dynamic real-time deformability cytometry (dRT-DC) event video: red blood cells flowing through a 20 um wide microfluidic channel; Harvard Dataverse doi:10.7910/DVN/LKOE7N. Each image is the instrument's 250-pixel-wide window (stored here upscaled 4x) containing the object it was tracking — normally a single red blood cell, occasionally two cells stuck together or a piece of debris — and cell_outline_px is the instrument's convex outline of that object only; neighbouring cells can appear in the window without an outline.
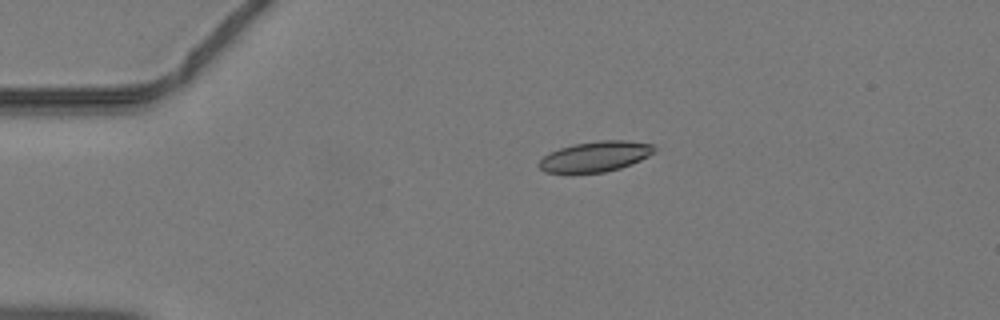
{"species": "common noctule bat (a hibernating species)", "species_latin": "Nyctalus noctula", "temperature_condition": "warm", "stored_images_in_passage": 37, "camera_frame_rate_fps": 3000, "um_per_image_px": 0.085, "animal": {"sex": "male", "body_mass_g": 19.2, "forearm_length_mm": 51.8}, "frame": {"image": 1, "passage_image": 1, "time_ms": 0.0, "image_size_px": [1000, 320], "cell_outline_px": [[656, 152], [632, 164], [620, 168], [604, 172], [572, 176], [544, 172], [536, 164], [544, 156], [560, 148], [576, 144], [600, 140], [624, 140], [652, 144], [656, 148]], "centroid_in_image_um": [50.56, 13.36], "position_along_channel_um": 34.4, "area_um2": 21.04}}
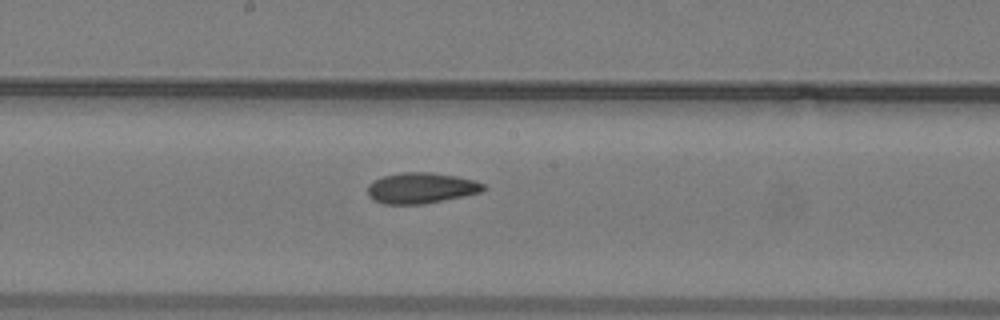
{"frame": {"image": 2, "passage_image": 16, "time_ms": 5.0, "image_size_px": [1000, 320], "cell_outline_px": [[484, 188], [480, 192], [464, 196], [424, 204], [384, 204], [372, 200], [368, 196], [368, 184], [384, 176], [400, 172], [432, 172], [456, 176], [476, 180], [484, 184]], "centroid_in_image_um": [35.78, 15.98], "position_along_channel_um": 212.4, "area_um2": 20.81}}
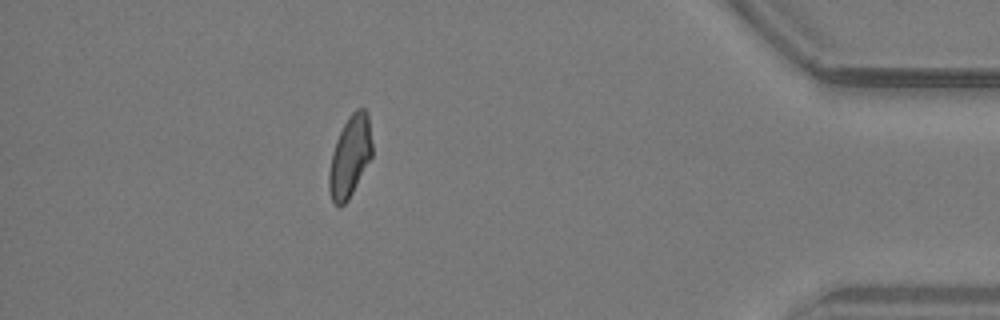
{"frame": {"image": 3, "passage_image": 32, "time_ms": 10.333, "image_size_px": [1000, 320], "cell_outline_px": [[372, 156], [348, 200], [340, 208], [332, 200], [328, 188], [328, 172], [332, 152], [336, 140], [348, 116], [356, 108], [364, 108], [368, 112], [372, 144]], "centroid_in_image_um": [29.74, 13.28], "position_along_channel_um": 405.5, "area_um2": 20.46}}